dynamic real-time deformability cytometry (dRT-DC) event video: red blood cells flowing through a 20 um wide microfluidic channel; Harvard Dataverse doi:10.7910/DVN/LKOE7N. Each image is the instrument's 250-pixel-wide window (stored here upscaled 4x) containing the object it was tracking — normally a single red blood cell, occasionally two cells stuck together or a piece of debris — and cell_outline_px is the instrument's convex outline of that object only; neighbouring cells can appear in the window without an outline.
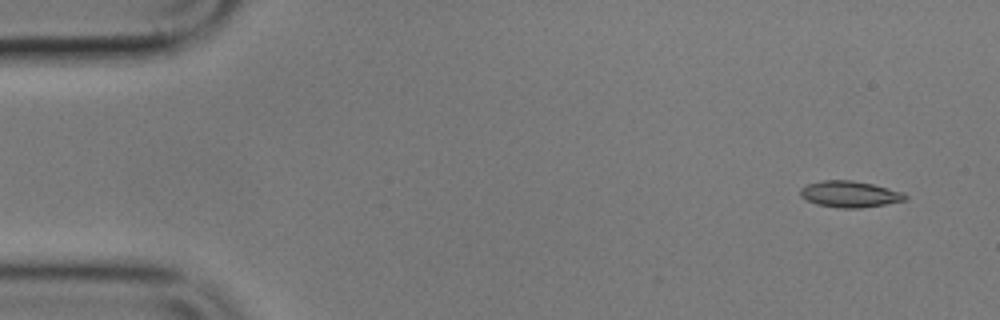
{"species": "common noctule bat (a hibernating species)", "species_latin": "Nyctalus noctula", "temperature_condition": "cold", "stored_images_in_passage": 4, "camera_frame_rate_fps": 3000, "um_per_image_px": 0.085, "animal": {"sex": "male", "body_mass_g": 17.9}, "frame": {"image": 1, "passage_image": 1, "time_ms": 0.0, "image_size_px": [1000, 320], "cell_outline_px": [[908, 200], [860, 208], [840, 208], [816, 204], [800, 196], [800, 188], [808, 184], [824, 180], [852, 180], [872, 184], [904, 192], [908, 196]], "centroid_in_image_um": [72.25, 16.5], "position_along_channel_um": 12.7, "area_um2": 16.07}}
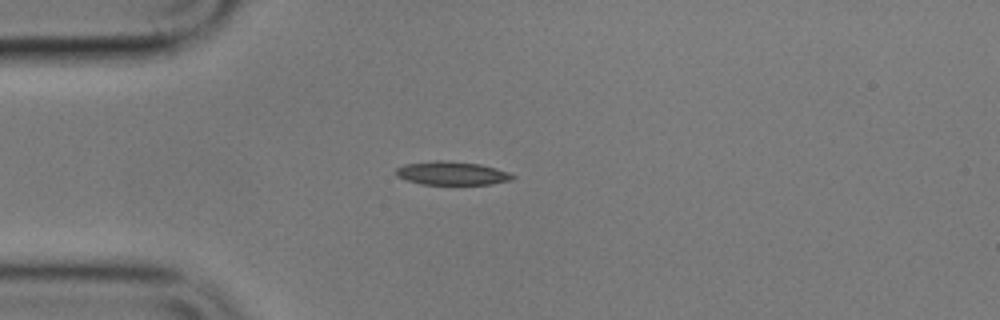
{"frame": {"image": 2, "passage_image": 4, "time_ms": 3.667, "image_size_px": [1000, 320], "cell_outline_px": [[516, 176], [512, 180], [488, 184], [420, 184], [396, 176], [396, 168], [404, 164], [436, 160], [444, 160], [480, 164], [496, 168], [508, 172]], "centroid_in_image_um": [38.4, 14.72], "position_along_channel_um": 46.6, "area_um2": 15.9}}